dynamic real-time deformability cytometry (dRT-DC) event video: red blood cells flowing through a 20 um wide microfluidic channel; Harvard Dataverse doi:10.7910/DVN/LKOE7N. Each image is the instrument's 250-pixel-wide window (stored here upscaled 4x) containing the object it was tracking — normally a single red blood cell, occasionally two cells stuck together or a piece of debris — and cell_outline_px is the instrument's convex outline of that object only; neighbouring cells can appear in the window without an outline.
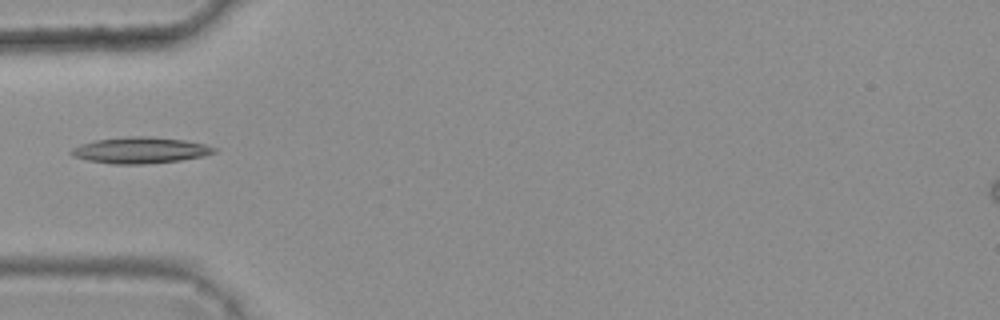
{"species": "common noctule bat (a hibernating species)", "species_latin": "Nyctalus noctula", "temperature_condition": "warm", "stored_images_in_passage": 5, "camera_frame_rate_fps": 3000, "um_per_image_px": 0.085, "animal": {"sex": "female", "body_mass_g": 25.1}, "frame": {"image": 1, "passage_image": 5, "time_ms": 1.333, "image_size_px": [1000, 320], "cell_outline_px": [[216, 152], [204, 156], [180, 160], [144, 164], [112, 164], [88, 160], [76, 156], [68, 152], [72, 148], [80, 144], [96, 140], [128, 136], [152, 136], [184, 140], [204, 144], [216, 148]], "centroid_in_image_um": [11.93, 12.76], "position_along_channel_um": 73.1, "area_um2": 21.73}}